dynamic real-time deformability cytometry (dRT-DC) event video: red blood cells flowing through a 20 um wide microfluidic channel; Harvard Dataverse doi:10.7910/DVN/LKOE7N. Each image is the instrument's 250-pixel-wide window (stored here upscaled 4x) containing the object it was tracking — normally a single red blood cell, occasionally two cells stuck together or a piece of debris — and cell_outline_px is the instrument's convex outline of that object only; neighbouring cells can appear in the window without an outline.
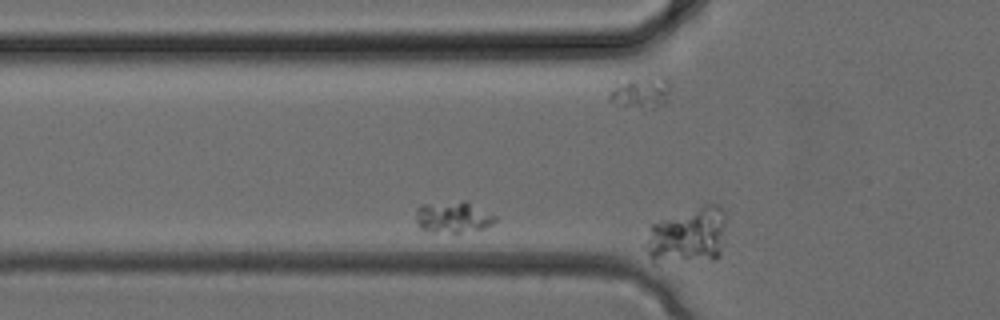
{"species": "common noctule bat (a hibernating species)", "species_latin": "Nyctalus noctula", "temperature_condition": "cold", "stored_images_in_passage": 6, "camera_frame_rate_fps": 3000, "um_per_image_px": 0.085, "animal": {"sex": "female", "body_mass_g": 24.6, "forearm_length_mm": 56.2}, "frame": {"image": 1, "passage_image": 6, "time_ms": 1.667, "image_size_px": [1000, 320], "cell_outline_px": [[724, 228], [720, 256], [712, 260], [660, 264], [652, 264], [644, 248], [644, 244], [652, 224], [704, 204], [716, 204], [724, 212]], "centroid_in_image_um": [58.4, 20.1], "position_along_channel_um": 67.4, "area_um2": 26.76}}